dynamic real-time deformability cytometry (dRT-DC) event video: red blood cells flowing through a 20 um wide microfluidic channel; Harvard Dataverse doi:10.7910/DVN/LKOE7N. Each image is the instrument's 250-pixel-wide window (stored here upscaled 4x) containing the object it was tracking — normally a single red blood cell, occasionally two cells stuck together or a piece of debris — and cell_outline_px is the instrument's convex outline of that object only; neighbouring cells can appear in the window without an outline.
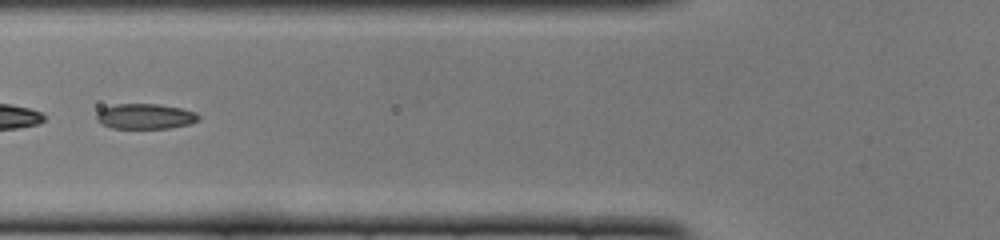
{"species": "common noctule bat (a hibernating species)", "species_latin": "Nyctalus noctula", "temperature_condition": "cold", "stored_images_in_passage": 36, "camera_frame_rate_fps": 3000, "um_per_image_px": 0.085, "animal": {"sex": "female", "body_mass_g": 22.0, "forearm_length_mm": 56.7}, "frame": {"image": 1, "passage_image": 6, "time_ms": 1.667, "image_size_px": [1000, 240], "cell_outline_px": [[200, 120], [188, 124], [168, 128], [112, 128], [96, 120], [96, 112], [104, 108], [116, 104], [156, 104], [180, 108], [196, 112], [200, 116]], "centroid_in_image_um": [12.35, 9.89], "position_along_channel_um": 113.4, "area_um2": 14.91}}
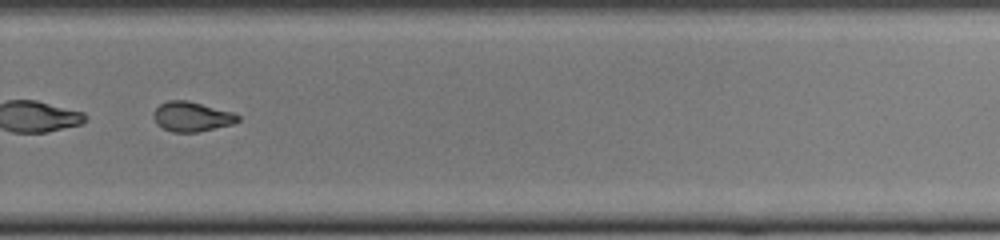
{"frame": {"image": 2, "passage_image": 21, "time_ms": 6.667, "image_size_px": [1000, 240], "cell_outline_px": [[240, 120], [232, 124], [200, 132], [172, 132], [156, 124], [152, 116], [152, 112], [160, 104], [168, 100], [188, 100], [232, 112], [240, 116]], "centroid_in_image_um": [16.28, 9.91], "position_along_channel_um": 313.5, "area_um2": 14.74}, "authors_computed_cell_mechanics": {"area_um2": 15.1147, "velocity_mm_per_s": 4.0057, "shape_relaxation_time_tau1_ms": null, "shape_relaxation_time_tau2_ms": 2.3836, "deformation_change_tau1": null, "deformation_change_tau2": 0.0654}}